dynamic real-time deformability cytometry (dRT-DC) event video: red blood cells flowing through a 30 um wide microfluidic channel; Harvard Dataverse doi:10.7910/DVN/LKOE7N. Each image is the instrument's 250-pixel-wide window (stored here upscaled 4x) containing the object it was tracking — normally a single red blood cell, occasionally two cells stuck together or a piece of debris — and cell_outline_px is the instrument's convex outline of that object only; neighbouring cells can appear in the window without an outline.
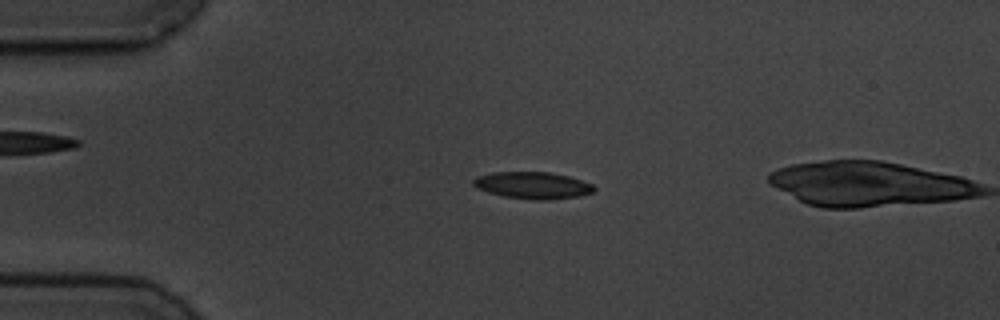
{"species": "common noctule bat (a hibernating species)", "species_latin": "Nyctalus noctula", "temperature_condition": "cold", "stored_images_in_passage": 5, "camera_frame_rate_fps": 3000, "um_per_image_px": 0.085, "animal": {"sex": "male", "body_mass_g": 19.5, "forearm_length_mm": 54.6}, "frame": {"image": 1, "passage_image": 3, "time_ms": 3.333, "image_size_px": [1000, 320], "cell_outline_px": [[596, 188], [592, 192], [580, 196], [548, 200], [532, 200], [504, 196], [488, 192], [476, 188], [472, 184], [472, 180], [476, 176], [492, 172], [548, 172], [568, 176], [592, 184]], "centroid_in_image_um": [45.25, 15.75], "position_along_channel_um": 39.8, "area_um2": 18.96}}